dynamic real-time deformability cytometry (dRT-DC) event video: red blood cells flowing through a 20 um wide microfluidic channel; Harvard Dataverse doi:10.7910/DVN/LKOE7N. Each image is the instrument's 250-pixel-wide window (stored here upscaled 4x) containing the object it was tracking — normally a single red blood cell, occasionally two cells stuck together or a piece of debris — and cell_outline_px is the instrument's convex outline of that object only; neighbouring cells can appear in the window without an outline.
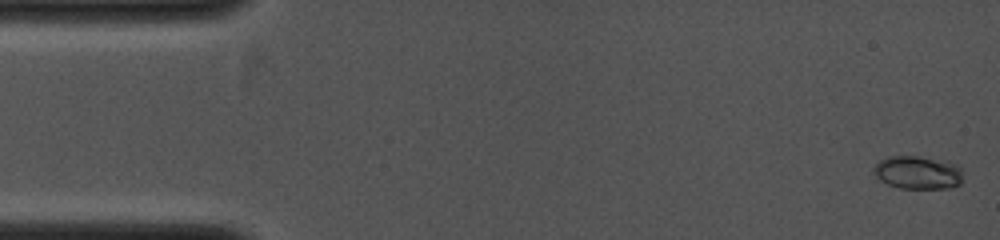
{"species": "common noctule bat (a hibernating species)", "species_latin": "Nyctalus noctula", "temperature_condition": "cold", "stored_images_in_passage": 6, "camera_frame_rate_fps": 4000, "um_per_image_px": 0.085, "animal": {"sex": "female", "body_mass_g": 19.0, "forearm_length_mm": 53.3}, "frame": {"image": 1, "passage_image": 1, "time_ms": 0.0, "image_size_px": [1000, 240], "cell_outline_px": [[960, 184], [948, 188], [900, 188], [888, 184], [880, 180], [872, 172], [872, 168], [880, 160], [888, 156], [916, 156], [948, 160], [956, 164], [960, 168]], "centroid_in_image_um": [77.98, 14.65], "position_along_channel_um": 7.0, "area_um2": 17.28}}
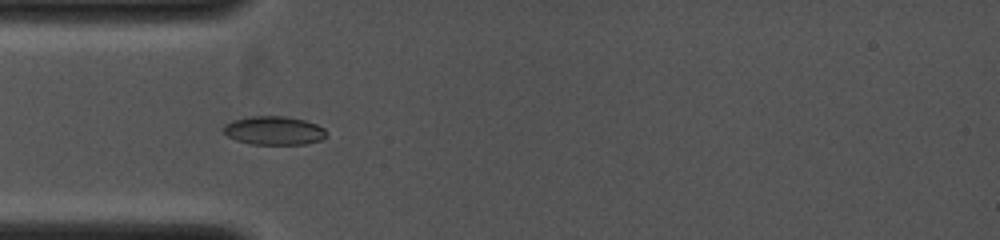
{"frame": {"image": 2, "passage_image": 5, "time_ms": 3.5, "image_size_px": [1000, 240], "cell_outline_px": [[328, 136], [320, 140], [304, 144], [252, 144], [236, 140], [228, 136], [224, 132], [224, 124], [232, 120], [252, 116], [284, 116], [304, 120], [316, 124], [324, 128]], "centroid_in_image_um": [23.29, 11.09], "position_along_channel_um": 61.7, "area_um2": 17.11}}
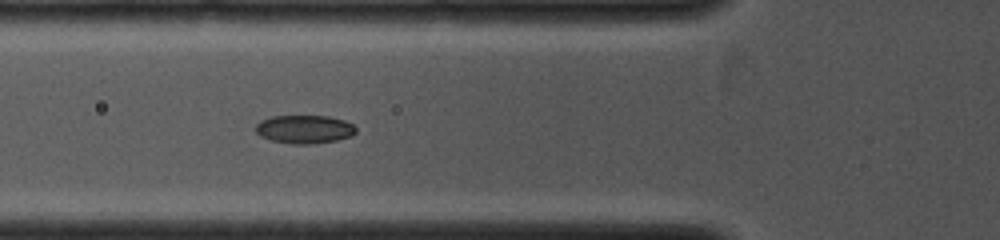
{"frame": {"image": 3, "passage_image": 6, "time_ms": 4.25, "image_size_px": [1000, 240], "cell_outline_px": [[356, 132], [352, 136], [336, 140], [312, 144], [292, 144], [272, 140], [260, 136], [256, 132], [256, 124], [260, 120], [272, 116], [328, 116], [344, 120], [352, 124], [356, 128]], "centroid_in_image_um": [25.88, 10.98], "position_along_channel_um": 99.9, "area_um2": 16.59}}